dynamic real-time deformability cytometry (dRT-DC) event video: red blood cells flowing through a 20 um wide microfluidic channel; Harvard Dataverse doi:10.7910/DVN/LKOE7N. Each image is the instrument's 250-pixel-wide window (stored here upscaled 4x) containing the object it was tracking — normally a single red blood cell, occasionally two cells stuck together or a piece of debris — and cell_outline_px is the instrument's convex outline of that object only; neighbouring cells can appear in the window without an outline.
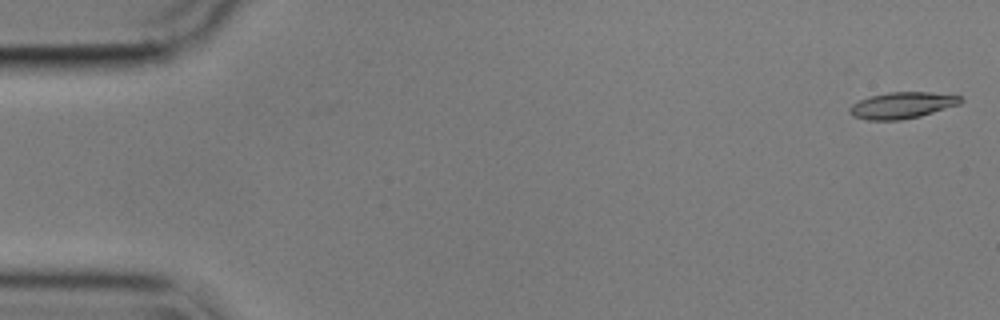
{"species": "common noctule bat (a hibernating species)", "species_latin": "Nyctalus noctula", "temperature_condition": "cold", "stored_images_in_passage": 56, "camera_frame_rate_fps": 3000, "um_per_image_px": 0.085, "animal": {"sex": "male", "body_mass_g": 17.9}, "frame": {"image": 1, "passage_image": 2, "time_ms": 0.333, "image_size_px": [1000, 320], "cell_outline_px": [[964, 100], [960, 104], [920, 116], [900, 120], [868, 120], [852, 116], [848, 112], [848, 108], [852, 104], [860, 100], [872, 96], [888, 92], [932, 92], [960, 96]], "centroid_in_image_um": [76.67, 8.95], "position_along_channel_um": 8.3, "area_um2": 17.05}}
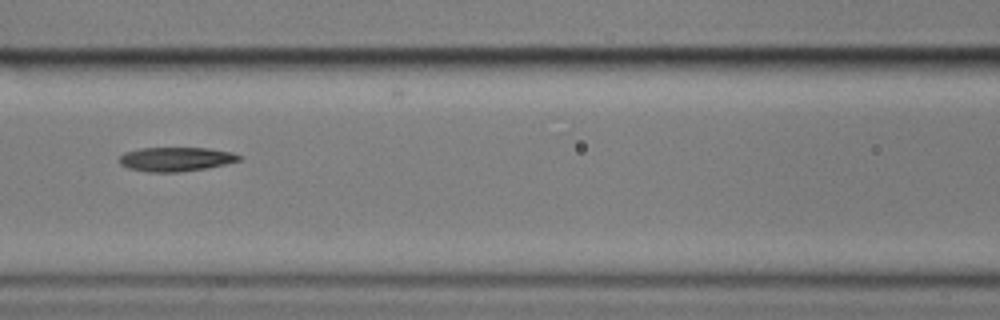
{"frame": {"image": 2, "passage_image": 25, "time_ms": 8.0, "image_size_px": [1000, 320], "cell_outline_px": [[244, 156], [240, 160], [208, 168], [180, 172], [148, 172], [128, 168], [120, 164], [120, 156], [124, 152], [140, 148], [208, 148], [232, 152]], "centroid_in_image_um": [14.96, 13.53], "position_along_channel_um": 151.6, "area_um2": 16.94}}
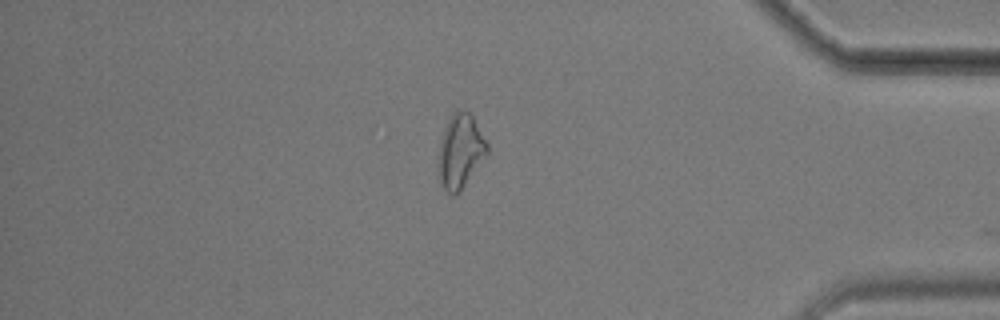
{"frame": {"image": 3, "passage_image": 48, "time_ms": 15.667, "image_size_px": [1000, 320], "cell_outline_px": [[488, 152], [464, 184], [452, 196], [444, 188], [440, 180], [436, 164], [440, 140], [444, 128], [452, 112], [456, 108], [460, 108], [468, 112], [472, 116], [488, 144]], "centroid_in_image_um": [39.08, 12.79], "position_along_channel_um": 396.1, "area_um2": 20.81}, "authors_computed_cell_mechanics": {"area_um2": 17.3111, "velocity_mm_per_s": 3.5897, "shape_relaxation_time_tau1_ms": 4.3514, "shape_relaxation_time_tau2_ms": 8.5314, "deformation_change_tau1": 0.1788, "deformation_change_tau2": 0.1854}}